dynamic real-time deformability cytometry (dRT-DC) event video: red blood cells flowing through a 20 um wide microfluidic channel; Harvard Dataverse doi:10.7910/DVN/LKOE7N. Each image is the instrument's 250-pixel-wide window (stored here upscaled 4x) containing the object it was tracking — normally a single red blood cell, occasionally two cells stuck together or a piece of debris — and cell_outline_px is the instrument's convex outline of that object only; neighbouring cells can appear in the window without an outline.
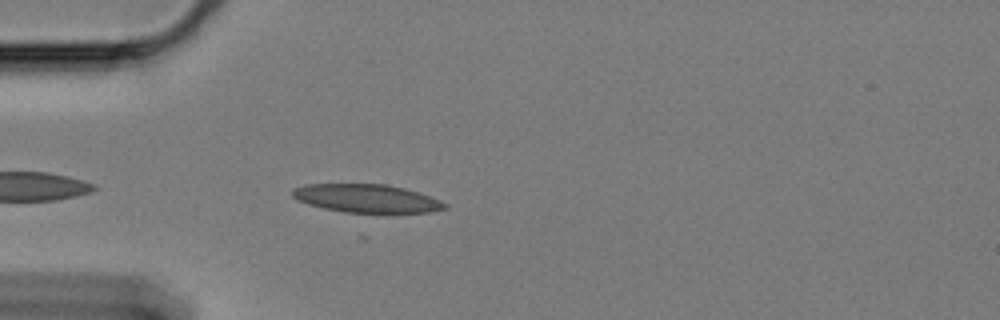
{"species": "Egyptian fruit bat (a non-hibernating species)", "species_latin": "Rousettus aegyptiacus", "temperature_condition": "cold", "stored_images_in_passage": 27, "camera_frame_rate_fps": 3000, "um_per_image_px": 0.085, "animal": {"sex": "female"}, "frame": {"image": 1, "passage_image": 4, "time_ms": 1.0, "image_size_px": [1000, 320], "cell_outline_px": [[448, 208], [428, 212], [388, 216], [344, 212], [324, 208], [308, 204], [296, 200], [292, 196], [292, 188], [308, 184], [384, 184], [404, 188], [440, 200], [448, 204]], "centroid_in_image_um": [31.21, 16.92], "position_along_channel_um": 53.8, "area_um2": 26.07}}
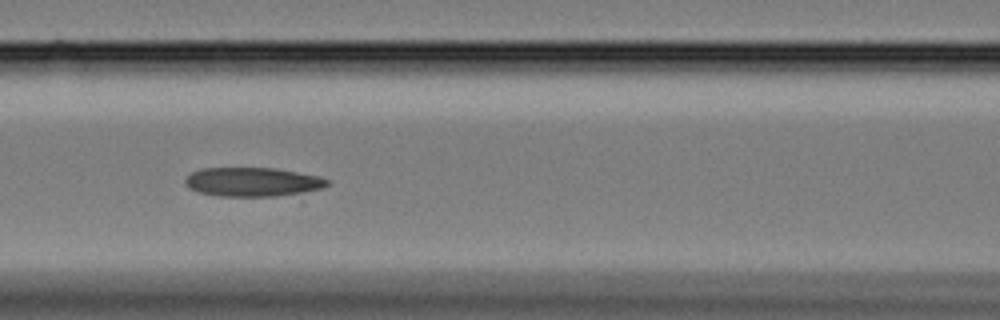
{"frame": {"image": 2, "passage_image": 13, "time_ms": 4.0, "image_size_px": [1000, 320], "cell_outline_px": [[328, 184], [324, 188], [276, 196], [220, 196], [196, 192], [188, 188], [184, 180], [192, 172], [200, 168], [276, 168], [320, 176], [328, 180]], "centroid_in_image_um": [21.44, 15.46], "position_along_channel_um": 145.2, "area_um2": 23.99}}
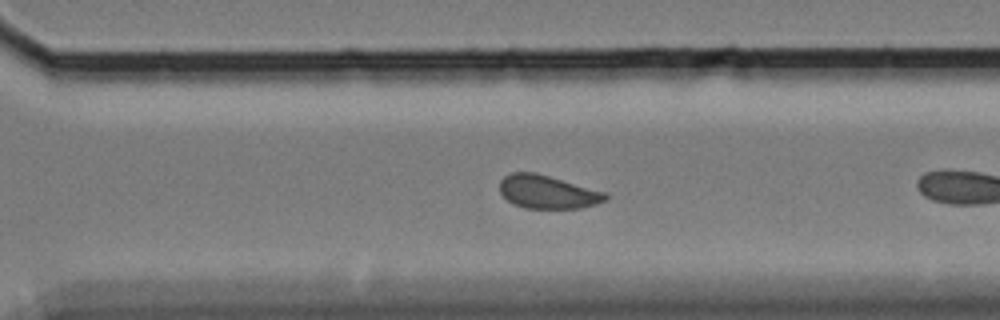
{"frame": {"image": 3, "passage_image": 26, "time_ms": 8.333, "image_size_px": [1000, 320], "cell_outline_px": [[608, 200], [596, 204], [580, 208], [524, 208], [508, 200], [500, 192], [500, 180], [504, 176], [512, 172], [536, 172], [608, 192]], "centroid_in_image_um": [46.59, 16.3], "position_along_channel_um": 324.0, "area_um2": 20.69}}